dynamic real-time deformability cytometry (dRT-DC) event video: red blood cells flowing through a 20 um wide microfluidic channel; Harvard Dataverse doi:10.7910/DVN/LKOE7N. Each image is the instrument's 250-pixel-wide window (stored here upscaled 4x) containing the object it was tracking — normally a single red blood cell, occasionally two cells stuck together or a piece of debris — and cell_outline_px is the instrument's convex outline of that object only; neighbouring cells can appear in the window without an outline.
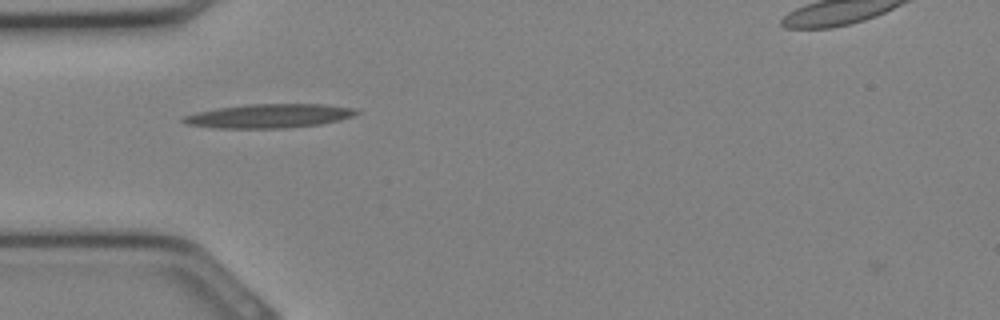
{"species": "Egyptian fruit bat (a non-hibernating species)", "species_latin": "Rousettus aegyptiacus", "temperature_condition": "cold", "stored_images_in_passage": 25, "camera_frame_rate_fps": 3000, "um_per_image_px": 0.085, "animal": {"sex": "female"}, "frame": {"image": 1, "passage_image": 3, "time_ms": 0.667, "image_size_px": [1000, 320], "cell_outline_px": [[360, 112], [352, 116], [340, 120], [320, 124], [284, 128], [212, 128], [184, 124], [180, 120], [184, 116], [196, 112], [220, 108], [248, 104], [324, 104], [356, 108]], "centroid_in_image_um": [22.86, 9.86], "position_along_channel_um": 62.1, "area_um2": 24.22}}
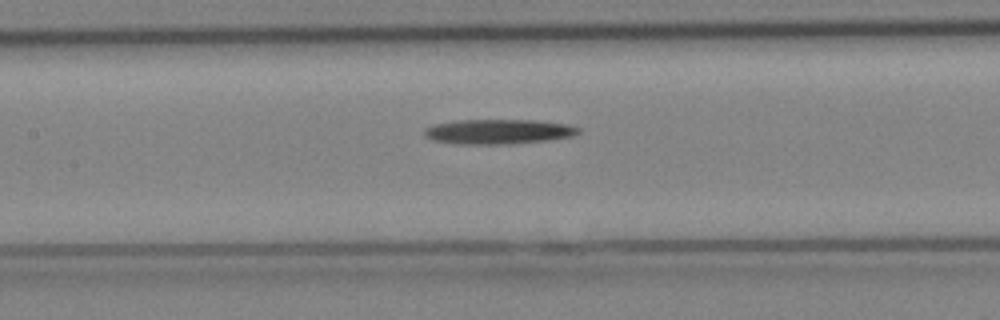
{"frame": {"image": 2, "passage_image": 8, "time_ms": 2.333, "image_size_px": [1000, 320], "cell_outline_px": [[580, 132], [572, 136], [548, 140], [504, 144], [456, 144], [432, 140], [424, 136], [424, 128], [432, 124], [456, 120], [536, 120], [568, 124], [580, 128]], "centroid_in_image_um": [42.32, 11.18], "position_along_channel_um": 165.1, "area_um2": 22.43}}
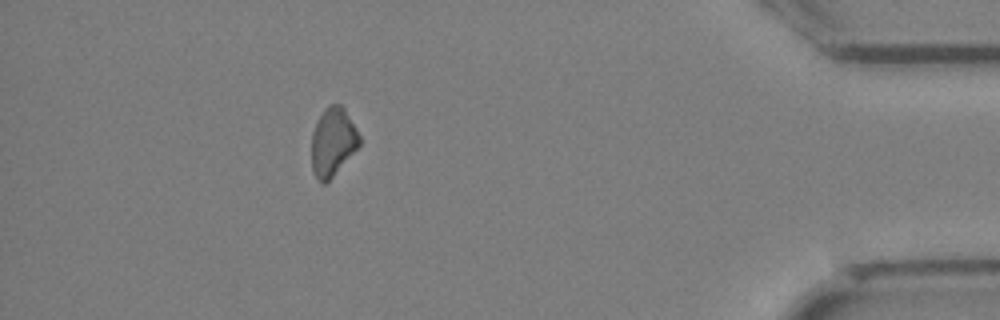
{"frame": {"image": 3, "passage_image": 22, "time_ms": 7.0, "image_size_px": [1000, 320], "cell_outline_px": [[360, 144], [332, 176], [324, 184], [316, 176], [312, 168], [312, 132], [316, 120], [324, 108], [328, 104], [340, 104], [344, 108], [356, 128], [360, 136]], "centroid_in_image_um": [28.27, 11.99], "position_along_channel_um": 406.9, "area_um2": 18.73}}